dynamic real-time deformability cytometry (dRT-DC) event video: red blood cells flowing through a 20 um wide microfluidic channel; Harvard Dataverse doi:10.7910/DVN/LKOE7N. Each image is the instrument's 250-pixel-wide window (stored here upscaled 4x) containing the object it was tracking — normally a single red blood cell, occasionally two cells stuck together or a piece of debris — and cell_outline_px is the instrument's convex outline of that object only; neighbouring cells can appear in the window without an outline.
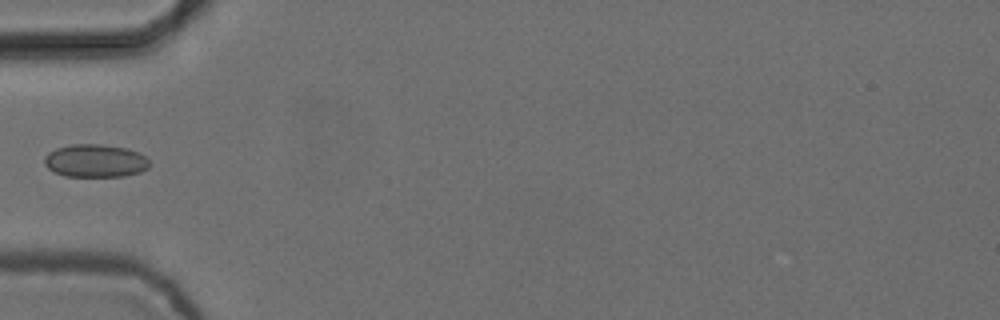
{"species": "common noctule bat (a hibernating species)", "species_latin": "Nyctalus noctula", "temperature_condition": "cold", "stored_images_in_passage": 6, "camera_frame_rate_fps": 3000, "um_per_image_px": 0.085, "animal": {"sex": "female", "body_mass_g": 24.6, "forearm_length_mm": 56.2}, "frame": {"image": 1, "passage_image": 5, "time_ms": 1.333, "image_size_px": [1000, 320], "cell_outline_px": [[148, 168], [140, 172], [124, 176], [64, 176], [48, 168], [44, 164], [44, 156], [48, 152], [56, 148], [72, 144], [100, 144], [124, 148], [136, 152], [144, 156], [148, 160]], "centroid_in_image_um": [8.06, 13.67], "position_along_channel_um": 76.9, "area_um2": 20.0}}
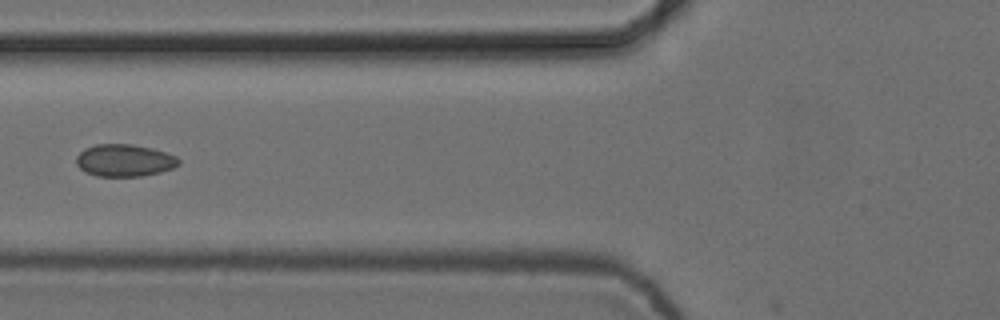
{"frame": {"image": 2, "passage_image": 6, "time_ms": 1.667, "image_size_px": [1000, 320], "cell_outline_px": [[180, 164], [172, 168], [160, 172], [140, 176], [96, 176], [84, 172], [76, 164], [76, 156], [84, 148], [96, 144], [132, 144], [152, 148], [176, 156], [180, 160]], "centroid_in_image_um": [10.55, 13.63], "position_along_channel_um": 115.2, "area_um2": 19.31}}